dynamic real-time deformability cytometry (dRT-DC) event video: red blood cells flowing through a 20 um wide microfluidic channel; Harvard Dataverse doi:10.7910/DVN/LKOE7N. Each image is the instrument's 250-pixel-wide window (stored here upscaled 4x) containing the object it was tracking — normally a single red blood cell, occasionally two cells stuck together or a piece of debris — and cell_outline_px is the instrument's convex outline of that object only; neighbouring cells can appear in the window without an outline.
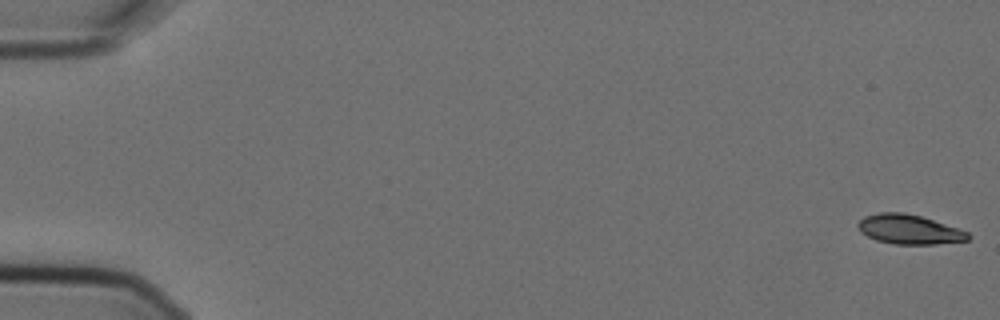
{"species": "Egyptian fruit bat (a non-hibernating species)", "species_latin": "Rousettus aegyptiacus", "temperature_condition": "cold", "stored_images_in_passage": 6, "camera_frame_rate_fps": 3000, "um_per_image_px": 0.085, "animal": {"sex": "female"}, "frame": {"image": 1, "passage_image": 1, "time_ms": 0.0, "image_size_px": [1000, 320], "cell_outline_px": [[972, 236], [968, 240], [936, 244], [896, 244], [876, 240], [860, 232], [856, 224], [864, 216], [880, 212], [904, 212], [920, 216], [968, 232]], "centroid_in_image_um": [77.25, 19.5], "position_along_channel_um": 7.8, "area_um2": 18.79}}
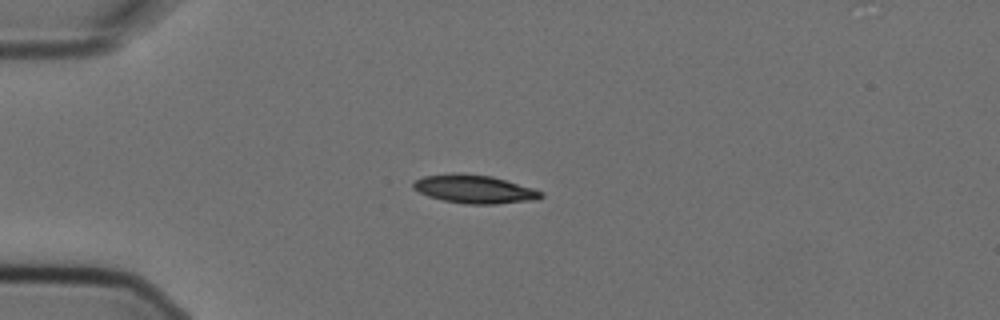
{"frame": {"image": 2, "passage_image": 5, "time_ms": 1.333, "image_size_px": [1000, 320], "cell_outline_px": [[544, 196], [536, 200], [496, 204], [464, 204], [444, 200], [428, 196], [412, 188], [412, 184], [416, 180], [424, 176], [452, 172], [456, 172], [492, 176], [532, 188], [544, 192]], "centroid_in_image_um": [40.33, 16.07], "position_along_channel_um": 44.7, "area_um2": 21.21}}